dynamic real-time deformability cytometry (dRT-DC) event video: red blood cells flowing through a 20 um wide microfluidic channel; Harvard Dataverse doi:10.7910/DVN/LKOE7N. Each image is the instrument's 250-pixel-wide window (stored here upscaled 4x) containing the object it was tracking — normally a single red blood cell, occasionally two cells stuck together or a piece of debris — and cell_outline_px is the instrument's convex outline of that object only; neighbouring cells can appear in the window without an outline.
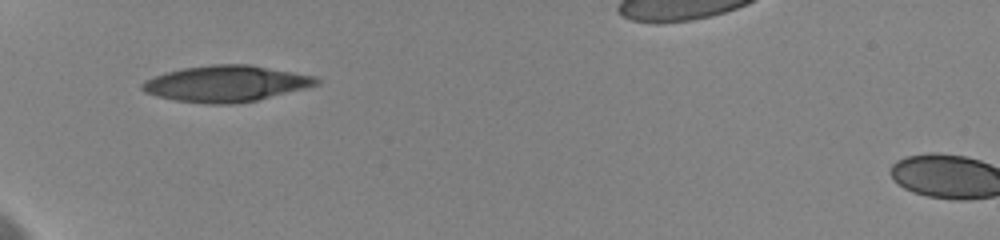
{"species": "human", "species_latin": "Homo sapiens", "temperature_condition": "cold", "stored_images_in_passage": 14, "camera_frame_rate_fps": 3000, "um_per_image_px": 0.085, "donor": {"sex": "female"}, "frame": {"image": 1, "passage_image": 1, "time_ms": 0.0, "image_size_px": [1000, 240], "cell_outline_px": [[320, 84], [256, 100], [232, 104], [208, 104], [176, 100], [156, 96], [144, 92], [140, 88], [140, 84], [156, 76], [168, 72], [184, 68], [212, 64], [248, 64], [316, 76], [320, 80]], "centroid_in_image_um": [19.22, 7.11], "position_along_channel_um": 65.8, "area_um2": 36.36}}